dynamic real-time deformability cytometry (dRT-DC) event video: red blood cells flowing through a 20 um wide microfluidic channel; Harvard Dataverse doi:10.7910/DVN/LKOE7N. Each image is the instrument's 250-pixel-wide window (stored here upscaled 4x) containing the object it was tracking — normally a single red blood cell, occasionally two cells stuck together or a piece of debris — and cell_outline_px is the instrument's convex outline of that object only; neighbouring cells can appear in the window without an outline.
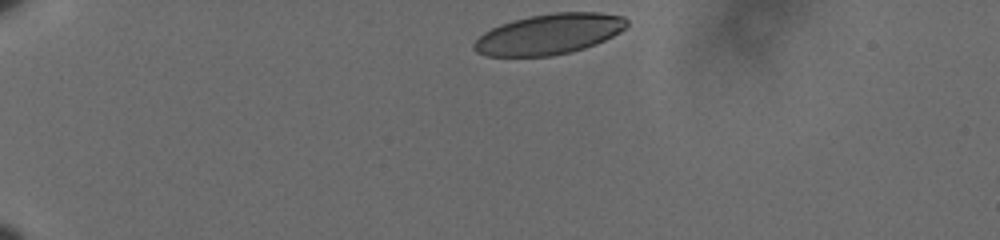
{"species": "human", "species_latin": "Homo sapiens", "temperature_condition": "cold", "stored_images_in_passage": 40, "camera_frame_rate_fps": 3000, "um_per_image_px": 0.085, "donor": {"sex": "male"}, "frame": {"image": 1, "passage_image": 1, "time_ms": 0.0, "image_size_px": [1000, 240], "cell_outline_px": [[628, 24], [620, 32], [596, 44], [572, 52], [552, 56], [488, 56], [476, 52], [472, 48], [472, 44], [484, 32], [500, 24], [512, 20], [552, 12], [600, 12], [624, 16], [628, 20]], "centroid_in_image_um": [46.68, 2.9], "position_along_channel_um": 38.3, "area_um2": 36.18}}
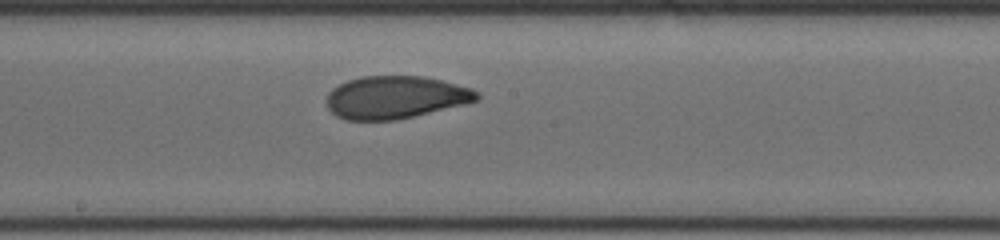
{"frame": {"image": 2, "passage_image": 22, "time_ms": 7.0, "image_size_px": [1000, 240], "cell_outline_px": [[480, 96], [476, 100], [464, 104], [396, 120], [344, 120], [336, 116], [328, 108], [324, 100], [328, 92], [332, 88], [348, 80], [364, 76], [420, 76], [444, 80], [472, 88], [480, 92]], "centroid_in_image_um": [33.59, 8.27], "position_along_channel_um": 214.6, "area_um2": 37.51}}
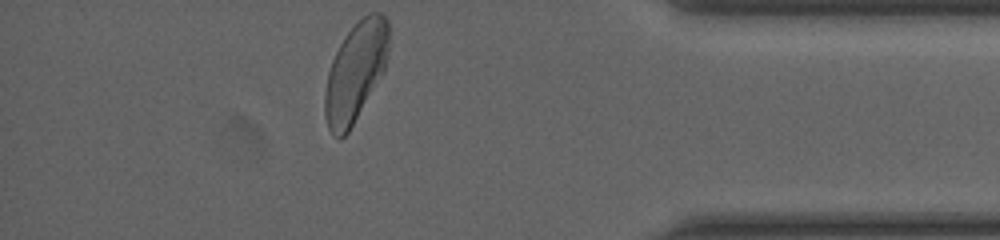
{"frame": {"image": 3, "passage_image": 40, "time_ms": 13.0, "image_size_px": [1000, 240], "cell_outline_px": [[388, 52], [384, 72], [348, 132], [340, 140], [328, 128], [324, 116], [324, 92], [328, 72], [332, 60], [344, 36], [368, 12], [380, 12], [388, 20]], "centroid_in_image_um": [30.21, 6.12], "position_along_channel_um": 405.0, "area_um2": 36.76}, "authors_computed_cell_mechanics": {"area_um2": 37.4255, "velocity_mm_per_s": 3.5848, "shape_relaxation_time_tau1_ms": 3.4068, "shape_relaxation_time_tau2_ms": 1.062, "deformation_change_tau1": 0.1324, "deformation_change_tau2": 0.0589}}